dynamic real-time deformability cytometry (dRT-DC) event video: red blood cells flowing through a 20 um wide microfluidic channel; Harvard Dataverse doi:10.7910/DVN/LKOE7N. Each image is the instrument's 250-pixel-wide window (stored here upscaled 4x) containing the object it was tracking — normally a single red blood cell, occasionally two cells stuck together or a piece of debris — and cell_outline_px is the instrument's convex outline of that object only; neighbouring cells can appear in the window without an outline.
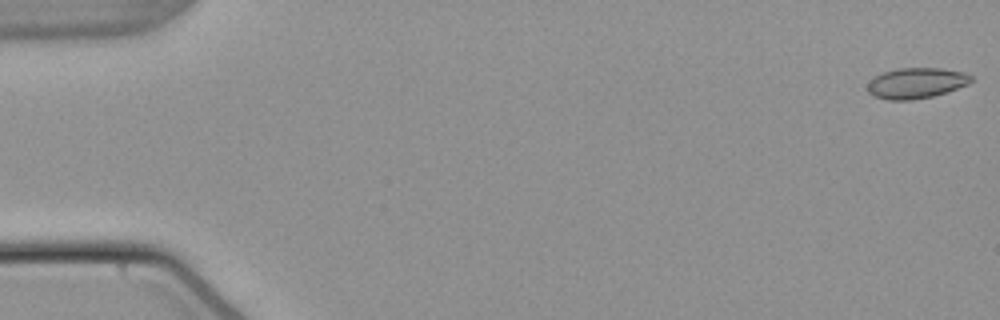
{"species": "common noctule bat (a hibernating species)", "species_latin": "Nyctalus noctula", "temperature_condition": "warm", "stored_images_in_passage": 15, "camera_frame_rate_fps": 3000, "um_per_image_px": 0.085, "animal": {"sex": "male", "body_mass_g": 21.5, "forearm_length_mm": 52.0}, "frame": {"image": 1, "passage_image": 1, "time_ms": 0.0, "image_size_px": [1000, 320], "cell_outline_px": [[972, 80], [968, 84], [932, 96], [912, 100], [888, 100], [872, 96], [868, 92], [868, 84], [876, 76], [884, 72], [896, 68], [940, 68], [964, 72], [972, 76]], "centroid_in_image_um": [77.86, 7.06], "position_along_channel_um": 7.1, "area_um2": 18.32}}